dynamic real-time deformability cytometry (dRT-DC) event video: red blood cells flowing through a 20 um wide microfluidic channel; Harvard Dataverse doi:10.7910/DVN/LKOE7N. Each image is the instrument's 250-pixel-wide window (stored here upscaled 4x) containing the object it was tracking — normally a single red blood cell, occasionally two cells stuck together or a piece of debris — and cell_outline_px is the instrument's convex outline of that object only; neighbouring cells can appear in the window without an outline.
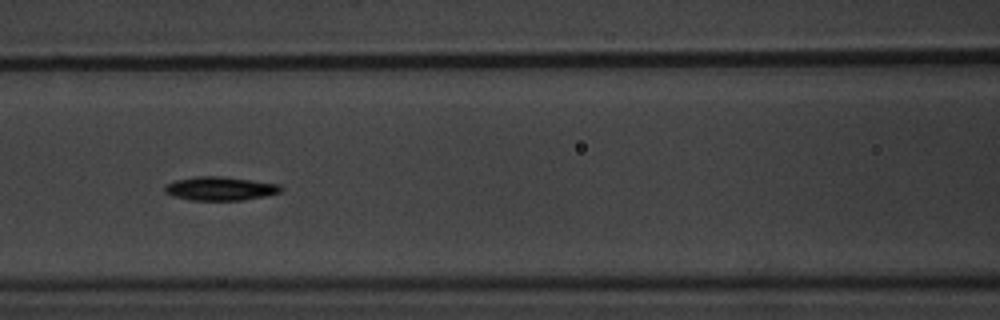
{"species": "common noctule bat (a hibernating species)", "species_latin": "Nyctalus noctula", "temperature_condition": "warm", "stored_images_in_passage": 8, "camera_frame_rate_fps": 3000, "um_per_image_px": 0.085, "animal": {"sex": "male", "body_mass_g": 20.1, "forearm_length_mm": 53.5}, "frame": {"image": 1, "passage_image": 6, "time_ms": 6.667, "image_size_px": [1000, 320], "cell_outline_px": [[284, 188], [280, 192], [268, 196], [244, 200], [192, 200], [172, 196], [164, 192], [164, 184], [176, 180], [196, 176], [224, 176], [280, 184]], "centroid_in_image_um": [18.73, 16.02], "position_along_channel_um": 147.9, "area_um2": 16.3}}
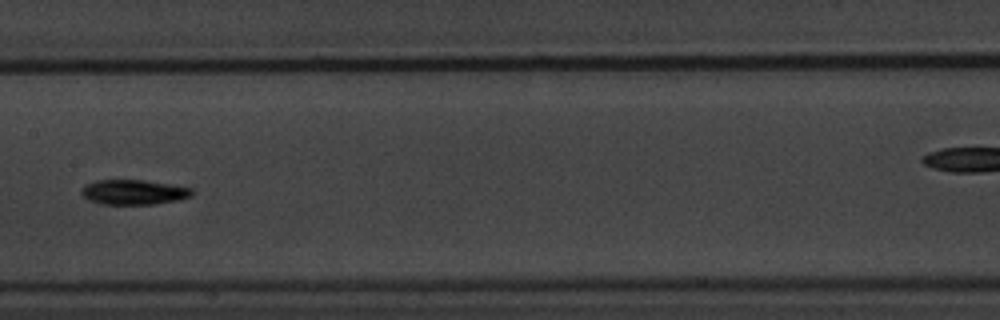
{"frame": {"image": 2, "passage_image": 7, "time_ms": 8.0, "image_size_px": [1000, 320], "cell_outline_px": [[196, 192], [192, 196], [180, 200], [152, 204], [104, 204], [88, 200], [80, 192], [80, 188], [84, 184], [96, 180], [144, 180], [192, 188]], "centroid_in_image_um": [11.36, 16.33], "position_along_channel_um": 196.0, "area_um2": 16.18}}